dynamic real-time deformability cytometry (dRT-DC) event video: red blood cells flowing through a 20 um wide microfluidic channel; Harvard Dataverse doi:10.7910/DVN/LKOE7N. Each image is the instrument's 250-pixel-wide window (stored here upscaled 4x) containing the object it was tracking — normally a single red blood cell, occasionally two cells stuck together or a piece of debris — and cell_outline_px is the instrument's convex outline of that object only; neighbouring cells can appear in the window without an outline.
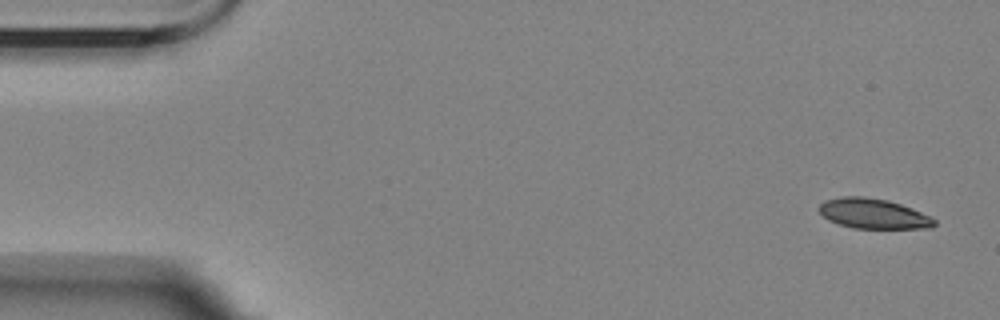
{"species": "Egyptian fruit bat (a non-hibernating species)", "species_latin": "Rousettus aegyptiacus", "temperature_condition": "room temperature", "stored_images_in_passage": 5, "camera_frame_rate_fps": 3000, "um_per_image_px": 0.085, "animal": {"sex": "female"}, "frame": {"image": 1, "passage_image": 1, "time_ms": 0.0, "image_size_px": [1000, 320], "cell_outline_px": [[936, 224], [932, 228], [852, 228], [828, 220], [820, 212], [820, 204], [824, 200], [844, 196], [864, 196], [888, 200], [912, 208], [932, 216], [936, 220]], "centroid_in_image_um": [74.27, 18.16], "position_along_channel_um": 10.7, "area_um2": 20.23}}
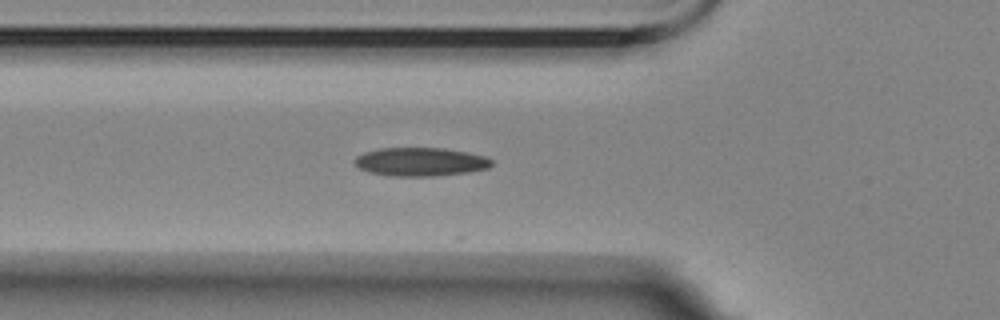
{"frame": {"image": 2, "passage_image": 5, "time_ms": 5.667, "image_size_px": [1000, 320], "cell_outline_px": [[492, 164], [488, 168], [468, 172], [432, 176], [392, 176], [368, 172], [360, 168], [352, 160], [356, 156], [364, 152], [380, 148], [444, 148], [484, 156], [492, 160]], "centroid_in_image_um": [35.7, 13.75], "position_along_channel_um": 90.1, "area_um2": 22.66}}